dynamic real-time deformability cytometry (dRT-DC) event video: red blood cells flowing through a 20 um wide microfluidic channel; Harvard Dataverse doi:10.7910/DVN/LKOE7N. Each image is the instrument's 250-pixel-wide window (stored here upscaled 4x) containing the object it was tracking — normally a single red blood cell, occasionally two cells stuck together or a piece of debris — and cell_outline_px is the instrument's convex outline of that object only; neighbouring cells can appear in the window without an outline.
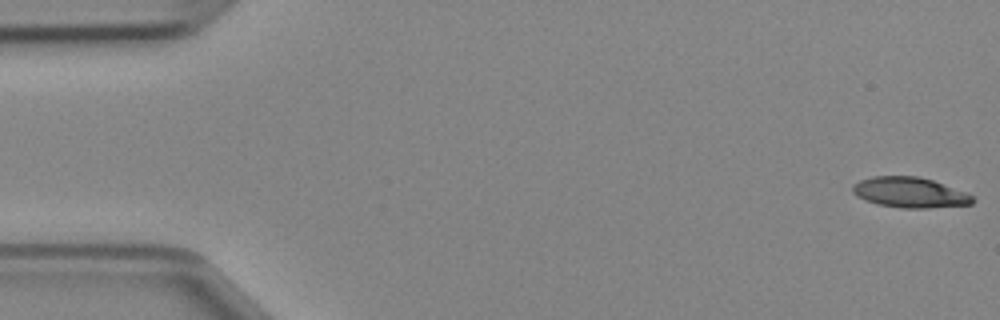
{"species": "Egyptian fruit bat (a non-hibernating species)", "species_latin": "Rousettus aegyptiacus", "temperature_condition": "cold", "stored_images_in_passage": 47, "camera_frame_rate_fps": 3000, "um_per_image_px": 0.085, "animal": {"sex": "female"}, "frame": {"image": 1, "passage_image": 1, "time_ms": 0.0, "image_size_px": [1000, 320], "cell_outline_px": [[976, 200], [972, 204], [928, 208], [900, 208], [876, 204], [864, 200], [856, 196], [852, 192], [852, 184], [860, 180], [872, 176], [920, 176], [968, 192]], "centroid_in_image_um": [77.33, 16.36], "position_along_channel_um": 7.7, "area_um2": 21.56}}
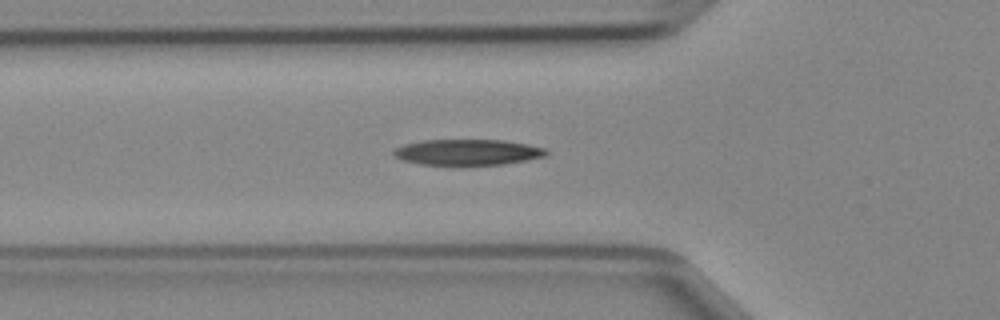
{"frame": {"image": 2, "passage_image": 16, "time_ms": 5.0, "image_size_px": [1000, 320], "cell_outline_px": [[548, 156], [504, 164], [420, 164], [404, 160], [392, 156], [392, 152], [396, 148], [404, 144], [424, 140], [500, 140], [524, 144], [544, 148], [548, 152]], "centroid_in_image_um": [39.73, 12.93], "position_along_channel_um": 86.1, "area_um2": 22.6}}
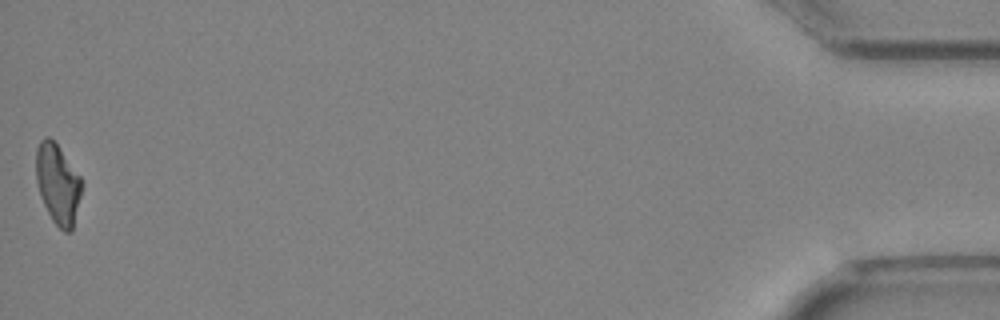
{"frame": {"image": 3, "passage_image": 47, "time_ms": 15.333, "image_size_px": [1000, 320], "cell_outline_px": [[84, 184], [72, 232], [64, 232], [52, 220], [40, 196], [36, 180], [36, 148], [40, 140], [44, 136], [48, 136], [56, 144], [80, 176]], "centroid_in_image_um": [4.92, 15.65], "position_along_channel_um": 430.3, "area_um2": 21.39}}